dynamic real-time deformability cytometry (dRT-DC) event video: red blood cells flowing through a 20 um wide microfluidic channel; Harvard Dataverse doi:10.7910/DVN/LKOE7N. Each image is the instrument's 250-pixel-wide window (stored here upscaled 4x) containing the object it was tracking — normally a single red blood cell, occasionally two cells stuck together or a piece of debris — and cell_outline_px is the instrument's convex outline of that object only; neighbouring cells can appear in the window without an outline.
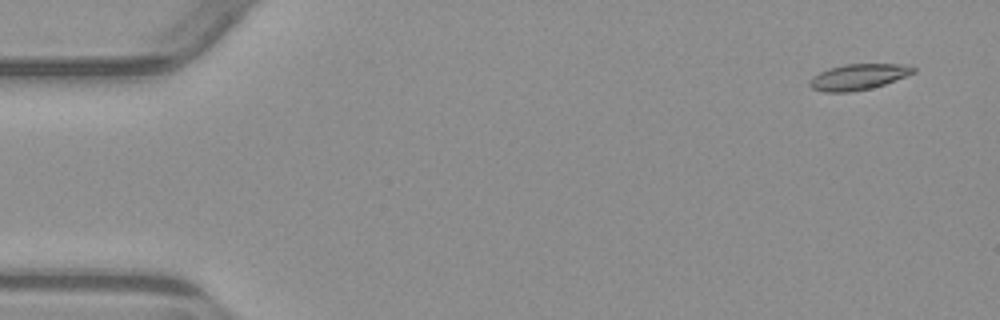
{"species": "common noctule bat (a hibernating species)", "species_latin": "Nyctalus noctula", "temperature_condition": "warm", "stored_images_in_passage": 6, "camera_frame_rate_fps": 3000, "um_per_image_px": 0.085, "animal": {"sex": "male", "body_mass_g": 23.1, "forearm_length_mm": 52.7}, "frame": {"image": 1, "passage_image": 1, "time_ms": 0.0, "image_size_px": [1000, 320], "cell_outline_px": [[916, 72], [884, 84], [872, 88], [848, 92], [824, 92], [812, 88], [808, 84], [808, 80], [812, 76], [828, 68], [844, 64], [904, 64], [916, 68]], "centroid_in_image_um": [72.92, 6.53], "position_along_channel_um": 12.1, "area_um2": 15.66}}
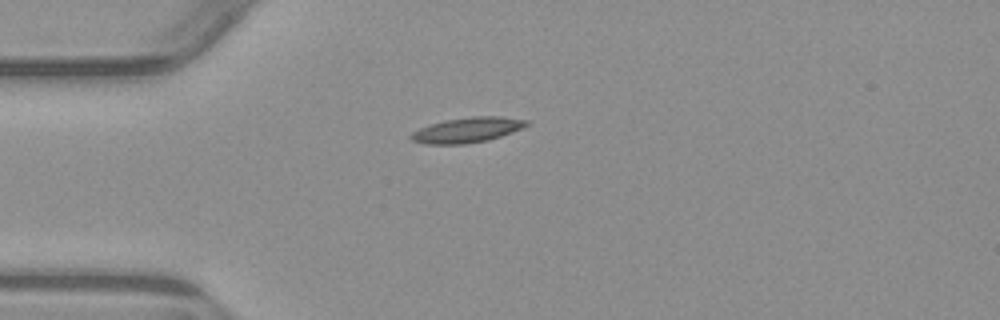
{"frame": {"image": 2, "passage_image": 4, "time_ms": 3.667, "image_size_px": [1000, 320], "cell_outline_px": [[528, 124], [524, 128], [488, 140], [464, 144], [424, 144], [412, 140], [408, 136], [412, 132], [420, 128], [444, 120], [472, 116], [500, 116], [528, 120]], "centroid_in_image_um": [39.72, 11.04], "position_along_channel_um": 45.3, "area_um2": 16.94}}
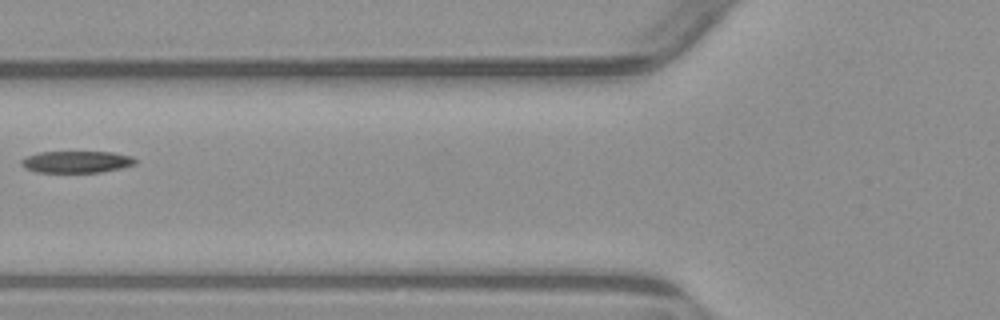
{"frame": {"image": 3, "passage_image": 6, "time_ms": 6.0, "image_size_px": [1000, 320], "cell_outline_px": [[136, 164], [120, 168], [100, 172], [36, 172], [24, 168], [20, 164], [20, 160], [28, 156], [40, 152], [112, 152], [132, 156], [136, 160]], "centroid_in_image_um": [6.49, 13.76], "position_along_channel_um": 119.3, "area_um2": 14.45}}